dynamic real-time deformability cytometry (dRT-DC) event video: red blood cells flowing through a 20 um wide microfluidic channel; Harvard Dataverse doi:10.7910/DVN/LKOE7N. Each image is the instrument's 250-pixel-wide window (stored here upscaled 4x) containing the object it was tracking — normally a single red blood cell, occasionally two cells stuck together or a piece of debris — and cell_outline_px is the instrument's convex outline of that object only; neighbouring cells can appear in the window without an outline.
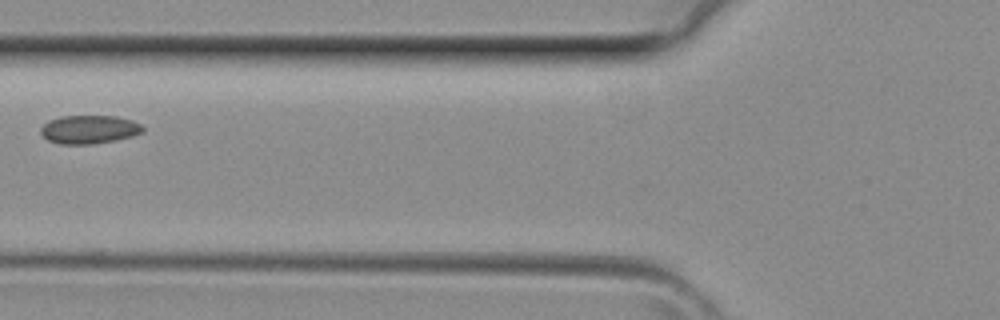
{"species": "common noctule bat (a hibernating species)", "species_latin": "Nyctalus noctula", "temperature_condition": "room temperature", "stored_images_in_passage": 4, "camera_frame_rate_fps": 3000, "um_per_image_px": 0.085, "animal": {"sex": "female", "body_mass_g": 29.2, "forearm_length_mm": 56.3}, "frame": {"image": 1, "passage_image": 4, "time_ms": 1.0, "image_size_px": [1000, 320], "cell_outline_px": [[144, 132], [132, 136], [116, 140], [92, 144], [60, 144], [48, 140], [40, 132], [40, 128], [48, 120], [60, 116], [116, 116], [132, 120], [140, 124], [144, 128]], "centroid_in_image_um": [7.58, 11.0], "position_along_channel_um": 118.2, "area_um2": 16.99}}